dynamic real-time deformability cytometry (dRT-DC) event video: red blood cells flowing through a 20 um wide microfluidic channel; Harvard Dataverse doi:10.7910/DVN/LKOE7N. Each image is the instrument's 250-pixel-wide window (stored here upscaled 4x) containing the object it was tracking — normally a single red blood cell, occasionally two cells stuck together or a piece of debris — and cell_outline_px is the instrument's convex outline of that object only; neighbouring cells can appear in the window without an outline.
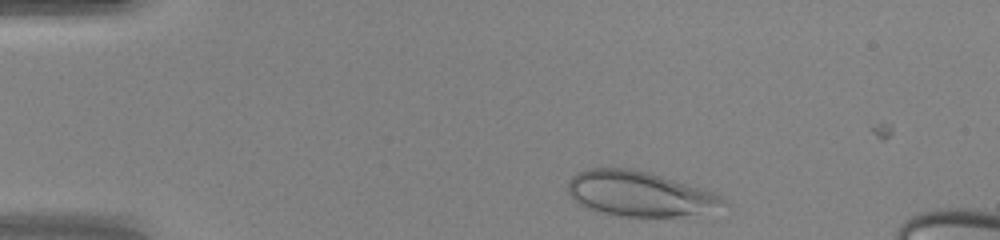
{"species": "human", "species_latin": "Homo sapiens", "temperature_condition": "warm", "stored_images_in_passage": 42, "camera_frame_rate_fps": 3000, "um_per_image_px": 0.085, "donor": {"sex": "female"}, "frame": {"image": 1, "passage_image": 2, "time_ms": 0.333, "image_size_px": [1000, 240], "cell_outline_px": [[728, 204], [696, 212], [676, 216], [620, 216], [600, 212], [588, 208], [580, 204], [568, 192], [568, 180], [572, 176], [580, 172], [592, 168], [628, 168], [648, 172], [712, 192], [720, 196]], "centroid_in_image_um": [54.26, 16.45], "position_along_channel_um": 30.7, "area_um2": 39.48}}
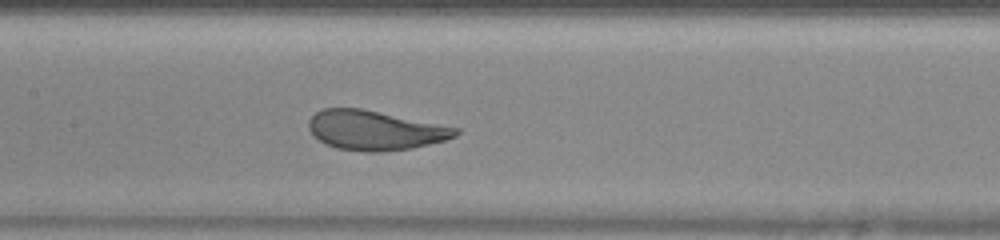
{"frame": {"image": 2, "passage_image": 17, "time_ms": 5.333, "image_size_px": [1000, 240], "cell_outline_px": [[460, 132], [456, 136], [444, 140], [412, 148], [380, 152], [364, 152], [336, 148], [320, 140], [308, 128], [308, 120], [316, 112], [324, 108], [360, 108], [460, 128]], "centroid_in_image_um": [31.88, 11.07], "position_along_channel_um": 175.5, "area_um2": 33.58}}
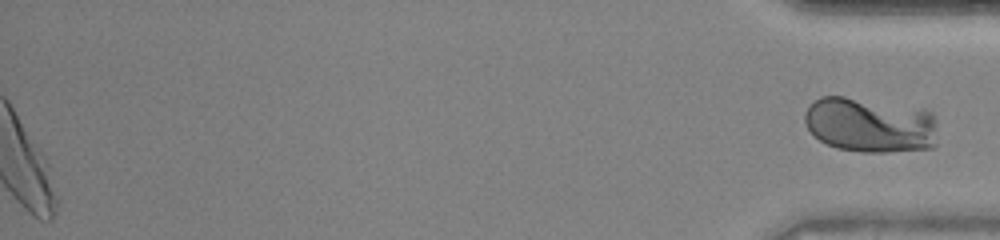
{"frame": {"image": 3, "passage_image": 42, "time_ms": 13.667, "image_size_px": [1000, 240], "cell_outline_px": [[936, 144], [932, 148], [884, 152], [860, 152], [836, 148], [820, 140], [808, 128], [804, 120], [804, 112], [808, 104], [820, 96], [844, 96], [924, 108], [932, 112], [936, 124]], "centroid_in_image_um": [73.96, 10.6], "position_along_channel_um": 361.2, "area_um2": 43.29}}